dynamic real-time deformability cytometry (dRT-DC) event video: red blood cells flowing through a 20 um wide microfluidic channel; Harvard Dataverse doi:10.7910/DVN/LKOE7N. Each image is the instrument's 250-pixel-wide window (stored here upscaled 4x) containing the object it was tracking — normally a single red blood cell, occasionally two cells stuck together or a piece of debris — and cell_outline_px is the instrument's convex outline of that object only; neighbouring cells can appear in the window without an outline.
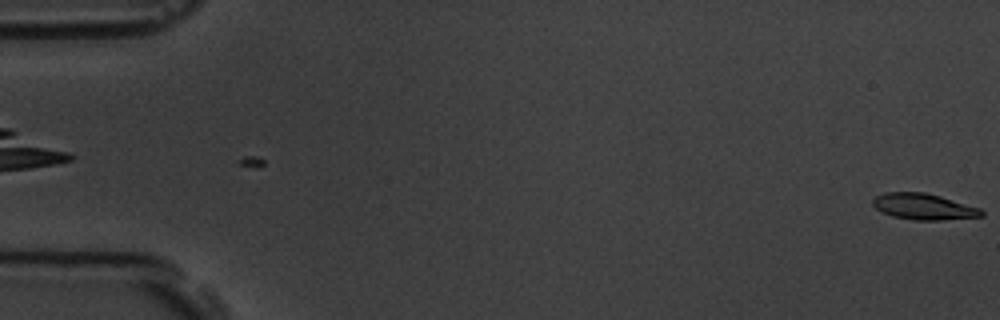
{"species": "common noctule bat (a hibernating species)", "species_latin": "Nyctalus noctula", "temperature_condition": "room temperature", "stored_images_in_passage": 5, "camera_frame_rate_fps": 3000, "um_per_image_px": 0.085, "animal": {"sex": "male", "body_mass_g": 19.5, "forearm_length_mm": 54.6}, "frame": {"image": 1, "passage_image": 5, "time_ms": 1.333, "image_size_px": [1000, 320], "cell_outline_px": [[984, 216], [940, 220], [912, 220], [892, 216], [876, 208], [872, 204], [872, 200], [876, 196], [884, 192], [924, 192], [940, 196], [980, 208], [984, 212]], "centroid_in_image_um": [78.51, 17.56], "position_along_channel_um": 6.5, "area_um2": 16.47}}